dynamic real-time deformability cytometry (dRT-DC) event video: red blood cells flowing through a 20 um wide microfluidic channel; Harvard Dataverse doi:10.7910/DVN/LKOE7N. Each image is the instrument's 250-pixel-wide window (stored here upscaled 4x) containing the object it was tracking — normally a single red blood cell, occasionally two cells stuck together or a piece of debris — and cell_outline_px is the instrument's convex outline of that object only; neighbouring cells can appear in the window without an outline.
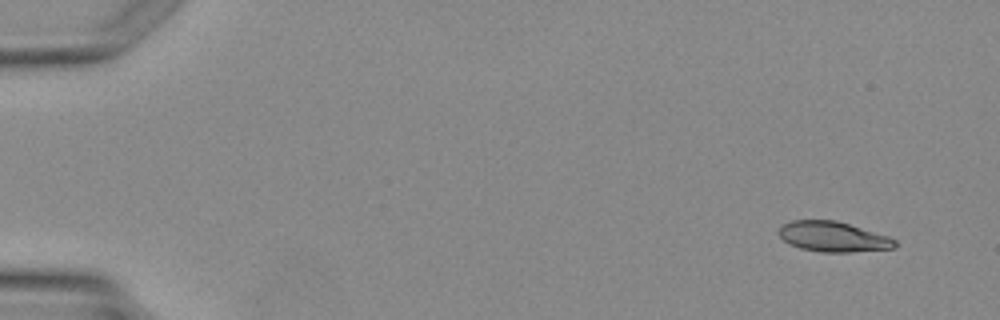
{"species": "Egyptian fruit bat (a non-hibernating species)", "species_latin": "Rousettus aegyptiacus", "temperature_condition": "warm", "stored_images_in_passage": 2, "camera_frame_rate_fps": 3000, "um_per_image_px": 0.085, "animal": {"sex": "female"}, "frame": {"image": 1, "passage_image": 2, "time_ms": 1.333, "image_size_px": [1000, 320], "cell_outline_px": [[896, 248], [848, 252], [820, 252], [800, 248], [788, 244], [776, 232], [780, 224], [792, 220], [836, 220], [888, 236], [896, 240]], "centroid_in_image_um": [70.76, 20.11], "position_along_channel_um": 14.2, "area_um2": 20.58}}